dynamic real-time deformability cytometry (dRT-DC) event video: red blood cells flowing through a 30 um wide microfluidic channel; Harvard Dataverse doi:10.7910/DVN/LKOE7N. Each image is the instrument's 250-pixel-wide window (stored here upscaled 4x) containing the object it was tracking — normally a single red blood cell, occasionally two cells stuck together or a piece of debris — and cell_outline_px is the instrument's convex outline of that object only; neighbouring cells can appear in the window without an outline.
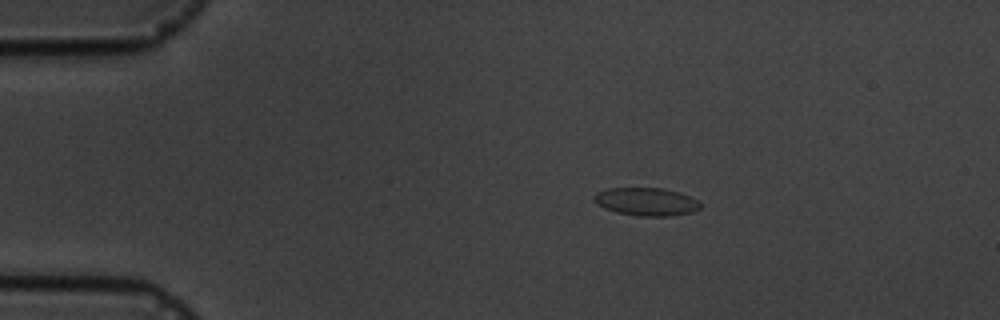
{"species": "common noctule bat (a hibernating species)", "species_latin": "Nyctalus noctula", "temperature_condition": "cold", "stored_images_in_passage": 4, "camera_frame_rate_fps": 3000, "um_per_image_px": 0.085, "animal": {"sex": "male", "body_mass_g": 19.5, "forearm_length_mm": 54.6}, "frame": {"image": 1, "passage_image": 1, "time_ms": 0.0, "image_size_px": [1000, 320], "cell_outline_px": [[700, 208], [692, 212], [668, 216], [636, 216], [616, 212], [604, 208], [596, 204], [592, 200], [592, 196], [596, 192], [604, 188], [660, 188], [680, 192], [696, 200], [700, 204]], "centroid_in_image_um": [54.85, 17.14], "position_along_channel_um": 30.1, "area_um2": 17.46}}
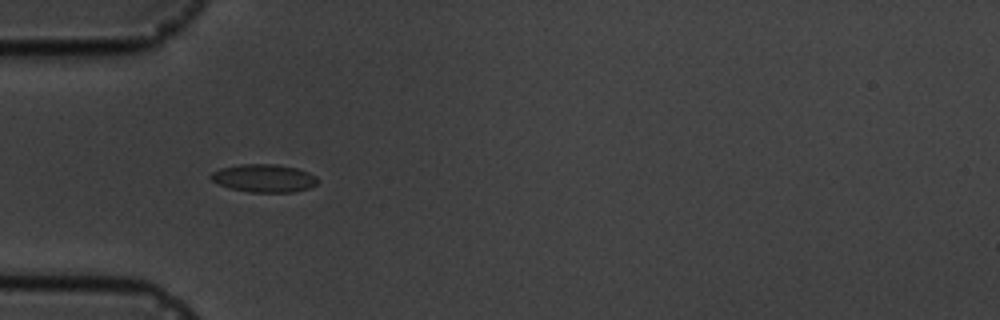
{"frame": {"image": 2, "passage_image": 3, "time_ms": 2.333, "image_size_px": [1000, 320], "cell_outline_px": [[320, 180], [316, 184], [308, 188], [292, 192], [248, 192], [228, 188], [212, 180], [208, 176], [212, 172], [220, 168], [240, 164], [276, 164], [296, 168], [308, 172], [316, 176]], "centroid_in_image_um": [22.42, 15.14], "position_along_channel_um": 62.6, "area_um2": 17.46}}
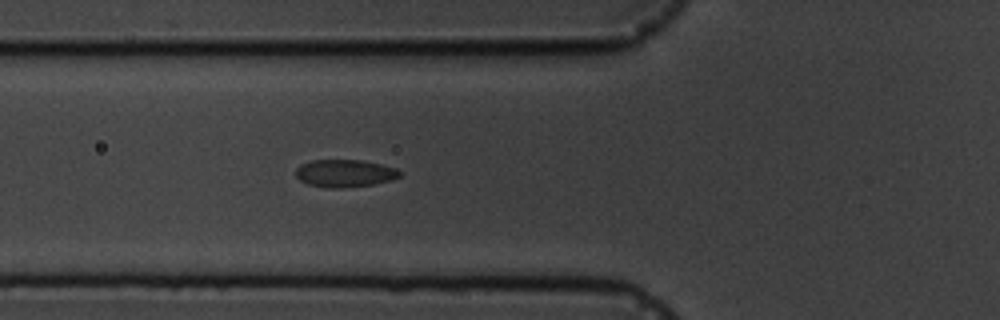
{"frame": {"image": 3, "passage_image": 4, "time_ms": 3.333, "image_size_px": [1000, 320], "cell_outline_px": [[404, 172], [400, 176], [392, 180], [372, 184], [340, 188], [328, 188], [308, 184], [300, 180], [296, 176], [296, 168], [300, 164], [312, 160], [360, 160], [380, 164], [396, 168]], "centroid_in_image_um": [29.31, 14.72], "position_along_channel_um": 96.5, "area_um2": 16.7}}